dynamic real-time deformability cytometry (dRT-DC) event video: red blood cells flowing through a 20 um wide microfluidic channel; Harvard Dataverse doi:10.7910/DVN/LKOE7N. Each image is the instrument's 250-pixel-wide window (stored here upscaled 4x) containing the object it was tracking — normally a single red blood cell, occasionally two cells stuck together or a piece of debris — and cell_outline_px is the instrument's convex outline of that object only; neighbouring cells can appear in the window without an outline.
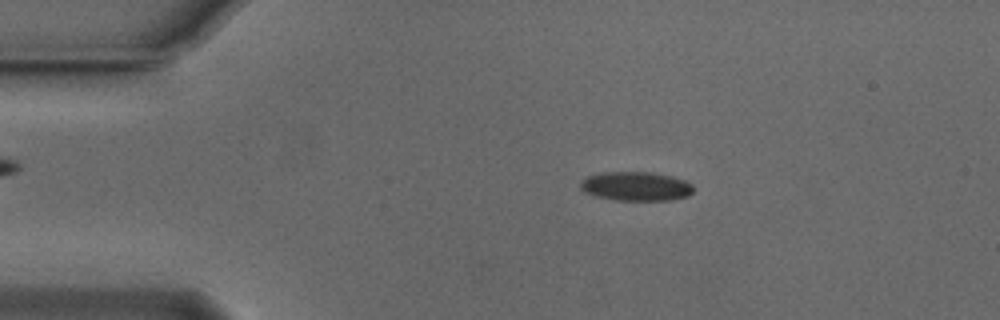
{"species": "Egyptian fruit bat (a non-hibernating species)", "species_latin": "Rousettus aegyptiacus", "temperature_condition": "cold", "stored_images_in_passage": 41, "camera_frame_rate_fps": 3000, "um_per_image_px": 0.085, "animal": {"sex": "male"}, "frame": {"image": 1, "passage_image": 11, "time_ms": 3.333, "image_size_px": [1000, 320], "cell_outline_px": [[692, 192], [688, 196], [668, 200], [616, 200], [596, 196], [584, 192], [580, 188], [580, 180], [588, 176], [604, 172], [648, 172], [672, 176], [684, 180], [692, 184]], "centroid_in_image_um": [54.03, 15.83], "position_along_channel_um": 31.0, "area_um2": 19.07}}
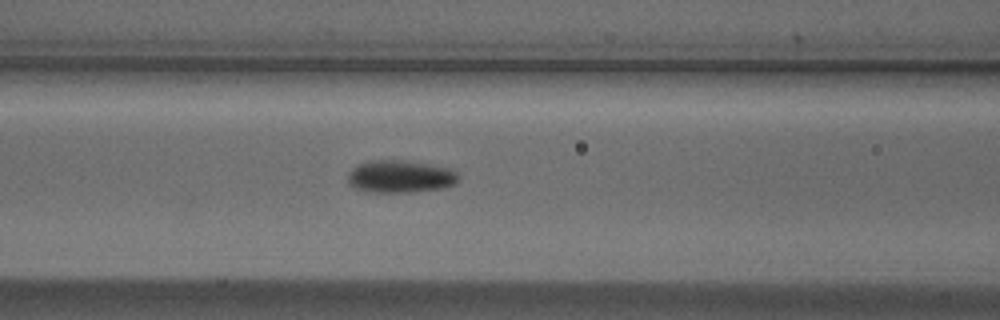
{"frame": {"image": 2, "passage_image": 23, "time_ms": 7.333, "image_size_px": [1000, 320], "cell_outline_px": [[460, 176], [456, 184], [444, 188], [408, 192], [364, 192], [356, 188], [348, 180], [348, 172], [356, 164], [368, 160], [404, 160], [452, 168]], "centroid_in_image_um": [34.03, 14.99], "position_along_channel_um": 132.6, "area_um2": 21.21}}
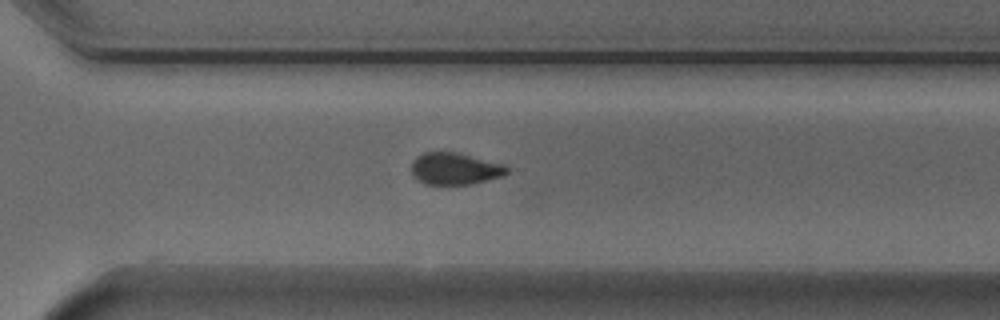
{"frame": {"image": 3, "passage_image": 39, "time_ms": 12.667, "image_size_px": [1000, 320], "cell_outline_px": [[508, 172], [504, 176], [472, 184], [424, 184], [416, 180], [412, 176], [412, 160], [416, 156], [424, 152], [456, 152], [504, 164], [508, 168]], "centroid_in_image_um": [38.65, 14.34], "position_along_channel_um": 332.0, "area_um2": 17.92}}